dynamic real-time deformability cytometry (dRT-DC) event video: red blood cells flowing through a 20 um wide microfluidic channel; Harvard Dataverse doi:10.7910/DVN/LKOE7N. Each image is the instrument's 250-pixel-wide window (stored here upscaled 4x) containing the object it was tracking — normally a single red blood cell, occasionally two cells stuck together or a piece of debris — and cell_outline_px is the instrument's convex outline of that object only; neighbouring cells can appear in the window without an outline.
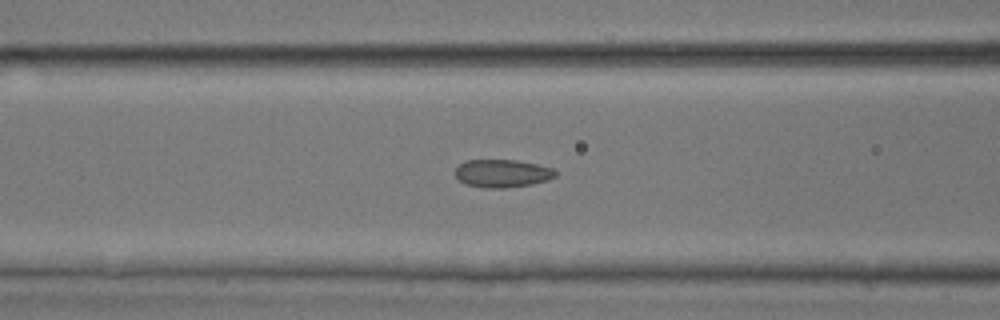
{"species": "common noctule bat (a hibernating species)", "species_latin": "Nyctalus noctula", "temperature_condition": "room temperature", "stored_images_in_passage": 33, "camera_frame_rate_fps": 3000, "um_per_image_px": 0.085, "animal": {"sex": "male", "body_mass_g": 17.9, "forearm_length_mm": 54.2}, "frame": {"image": 1, "passage_image": 15, "time_ms": 4.667, "image_size_px": [1000, 320], "cell_outline_px": [[556, 176], [548, 180], [532, 184], [504, 188], [488, 188], [464, 184], [456, 176], [456, 168], [460, 164], [468, 160], [516, 160], [536, 164], [552, 168], [556, 172]], "centroid_in_image_um": [42.7, 14.74], "position_along_channel_um": 123.9, "area_um2": 16.18}}
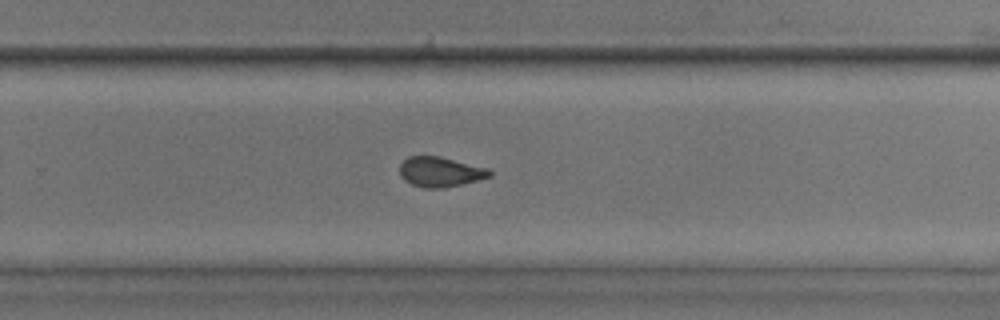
{"frame": {"image": 2, "passage_image": 26, "time_ms": 8.333, "image_size_px": [1000, 320], "cell_outline_px": [[492, 176], [444, 188], [424, 188], [412, 184], [404, 180], [400, 176], [400, 164], [408, 156], [440, 156], [488, 168], [492, 172]], "centroid_in_image_um": [37.41, 14.6], "position_along_channel_um": 292.4, "area_um2": 15.66}}
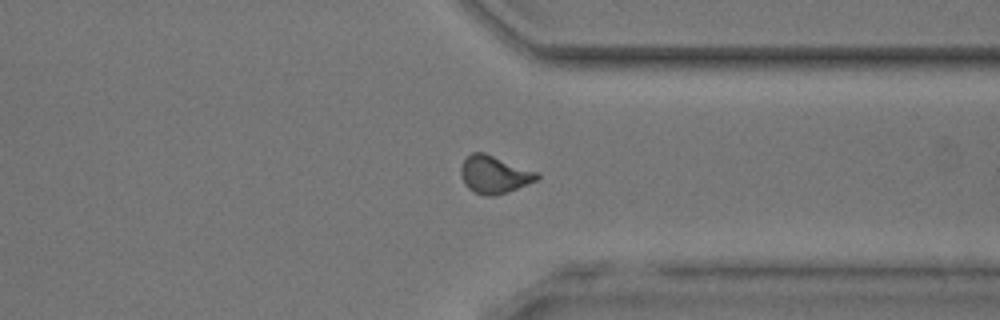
{"frame": {"image": 3, "passage_image": 31, "time_ms": 10.0, "image_size_px": [1000, 320], "cell_outline_px": [[540, 176], [536, 180], [508, 192], [492, 196], [484, 196], [468, 188], [464, 184], [460, 172], [460, 168], [464, 160], [472, 152], [484, 152], [540, 172]], "centroid_in_image_um": [42.02, 14.82], "position_along_channel_um": 369.4, "area_um2": 16.76}}